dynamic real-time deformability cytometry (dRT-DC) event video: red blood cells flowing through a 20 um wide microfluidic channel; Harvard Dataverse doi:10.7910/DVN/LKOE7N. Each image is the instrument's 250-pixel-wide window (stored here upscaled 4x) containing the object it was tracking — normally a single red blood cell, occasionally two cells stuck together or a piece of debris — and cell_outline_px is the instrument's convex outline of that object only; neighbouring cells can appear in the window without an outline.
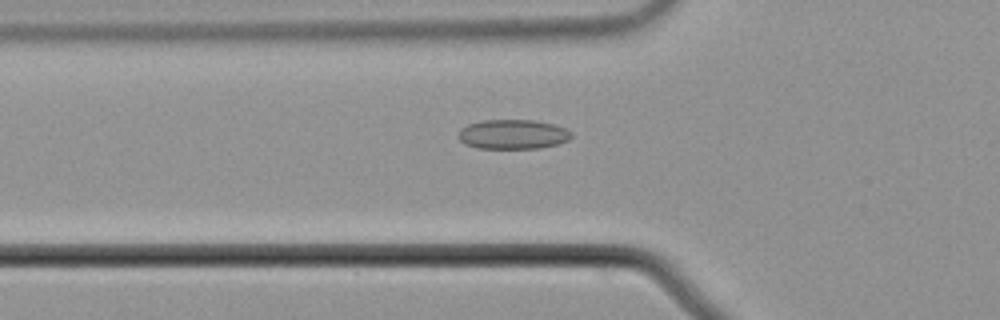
{"species": "common noctule bat (a hibernating species)", "species_latin": "Nyctalus noctula", "temperature_condition": "cold", "stored_images_in_passage": 39, "camera_frame_rate_fps": 3000, "um_per_image_px": 0.085, "animal": {"sex": "male", "body_mass_g": 21.5, "forearm_length_mm": 52.0}, "frame": {"image": 1, "passage_image": 3, "time_ms": 0.667, "image_size_px": [1000, 320], "cell_outline_px": [[572, 136], [568, 140], [556, 144], [540, 148], [480, 148], [464, 144], [456, 136], [460, 128], [468, 124], [484, 120], [536, 120], [552, 124], [564, 128], [572, 132]], "centroid_in_image_um": [43.56, 11.41], "position_along_channel_um": 82.2, "area_um2": 19.48}}
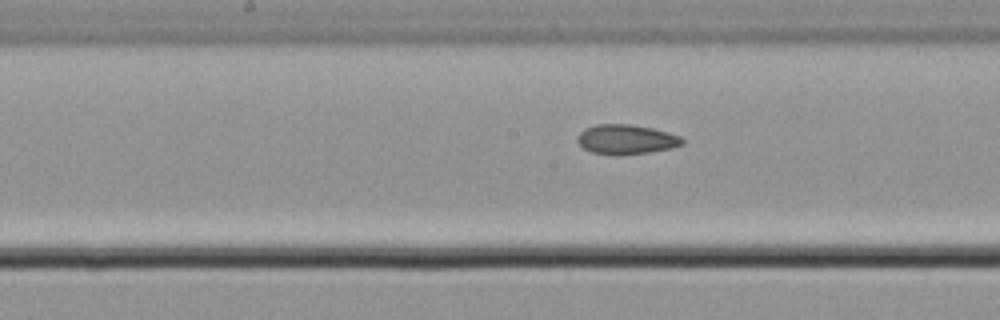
{"frame": {"image": 2, "passage_image": 12, "time_ms": 3.667, "image_size_px": [1000, 320], "cell_outline_px": [[684, 144], [672, 148], [648, 152], [620, 156], [592, 152], [584, 148], [576, 140], [576, 136], [584, 128], [596, 124], [632, 124], [652, 128], [668, 132], [680, 136], [684, 140]], "centroid_in_image_um": [53.22, 11.85], "position_along_channel_um": 195.0, "area_um2": 18.32}}
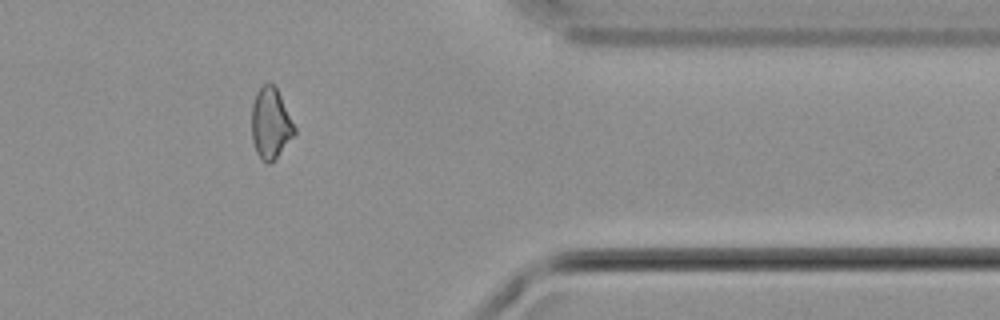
{"frame": {"image": 3, "passage_image": 29, "time_ms": 9.333, "image_size_px": [1000, 320], "cell_outline_px": [[296, 132], [276, 156], [268, 164], [260, 160], [256, 152], [252, 140], [252, 104], [256, 92], [268, 80], [276, 88], [296, 128]], "centroid_in_image_um": [22.97, 10.47], "position_along_channel_um": 388.4, "area_um2": 17.4}, "authors_computed_cell_mechanics": {"area_um2": 18.1492, "velocity_mm_per_s": 3.7413, "shape_relaxation_time_tau1_ms": null, "shape_relaxation_time_tau2_ms": 3.6322, "deformation_change_tau1": null, "deformation_change_tau2": 0.0872}}